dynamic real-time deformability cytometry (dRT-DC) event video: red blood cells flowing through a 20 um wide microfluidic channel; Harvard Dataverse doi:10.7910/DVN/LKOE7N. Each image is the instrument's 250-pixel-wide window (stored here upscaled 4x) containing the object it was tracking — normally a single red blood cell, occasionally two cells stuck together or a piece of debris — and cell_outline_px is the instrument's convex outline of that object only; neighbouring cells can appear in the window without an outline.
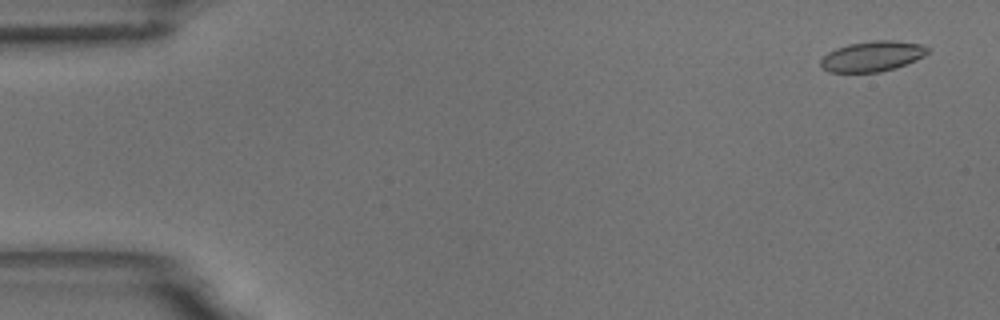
{"species": "common noctule bat (a hibernating species)", "species_latin": "Nyctalus noctula", "temperature_condition": "room temperature", "stored_images_in_passage": 59, "camera_frame_rate_fps": 3000, "um_per_image_px": 0.085, "animal": {"sex": "male", "body_mass_g": 18.8}, "frame": {"image": 1, "passage_image": 3, "time_ms": 0.667, "image_size_px": [1000, 320], "cell_outline_px": [[928, 52], [924, 56], [916, 60], [896, 68], [880, 72], [828, 72], [820, 64], [820, 60], [828, 52], [836, 48], [848, 44], [872, 40], [896, 40], [924, 44], [928, 48]], "centroid_in_image_um": [74.17, 4.77], "position_along_channel_um": 10.8, "area_um2": 19.07}}
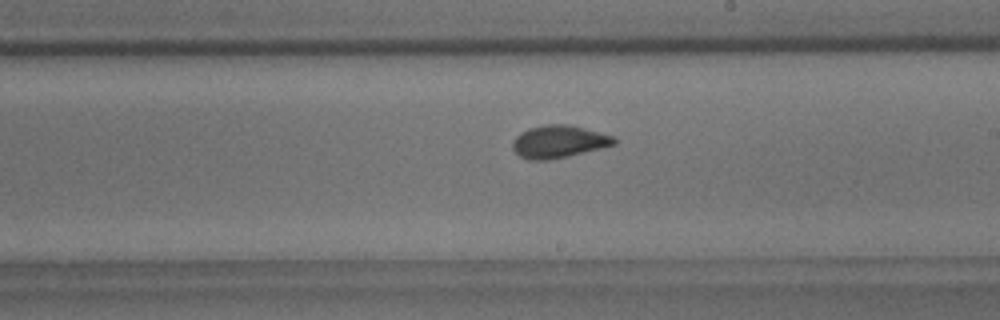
{"frame": {"image": 2, "passage_image": 34, "time_ms": 11.0, "image_size_px": [1000, 320], "cell_outline_px": [[616, 144], [568, 156], [548, 160], [528, 160], [520, 156], [512, 148], [512, 140], [520, 132], [528, 128], [544, 124], [568, 124], [584, 128], [612, 136], [616, 140]], "centroid_in_image_um": [47.44, 12.03], "position_along_channel_um": 241.6, "area_um2": 19.19}}
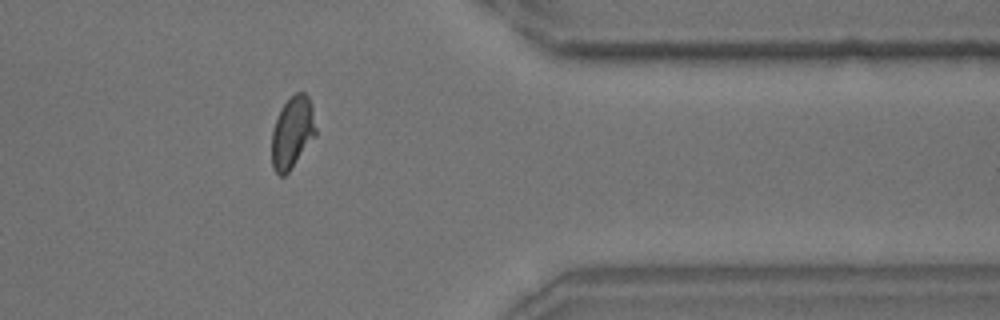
{"frame": {"image": 3, "passage_image": 48, "time_ms": 15.667, "image_size_px": [1000, 320], "cell_outline_px": [[316, 136], [288, 172], [284, 176], [280, 176], [272, 168], [272, 132], [280, 108], [296, 92], [304, 92], [308, 96], [312, 104], [316, 128]], "centroid_in_image_um": [24.86, 11.25], "position_along_channel_um": 386.5, "area_um2": 18.44}, "authors_computed_cell_mechanics": {"area_um2": 18.785, "velocity_mm_per_s": 3.4433, "shape_relaxation_time_tau1_ms": 6.2249, "shape_relaxation_time_tau2_ms": 1.1077, "deformation_change_tau1": 0.1394, "deformation_change_tau2": 0.0462}}